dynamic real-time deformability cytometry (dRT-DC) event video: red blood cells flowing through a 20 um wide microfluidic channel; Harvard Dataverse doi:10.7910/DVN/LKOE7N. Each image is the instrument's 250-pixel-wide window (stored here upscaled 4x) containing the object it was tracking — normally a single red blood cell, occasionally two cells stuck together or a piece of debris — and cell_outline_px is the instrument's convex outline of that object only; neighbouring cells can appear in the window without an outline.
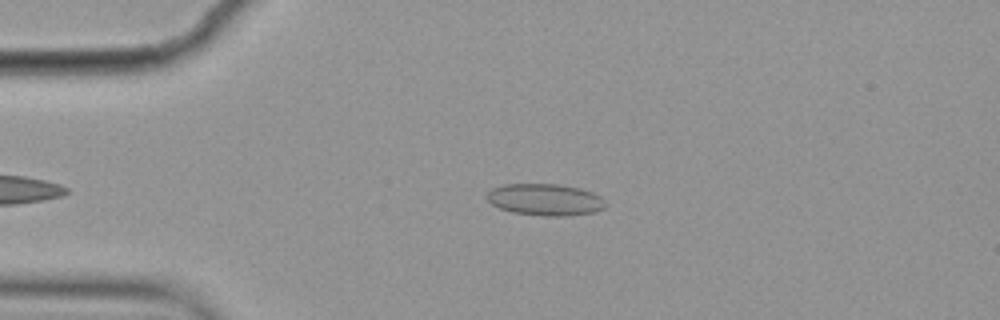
{"species": "common noctule bat (a hibernating species)", "species_latin": "Nyctalus noctula", "temperature_condition": "cold", "stored_images_in_passage": 4, "camera_frame_rate_fps": 3000, "um_per_image_px": 0.085, "animal": {"sex": "female", "body_mass_g": 19.9}, "frame": {"image": 1, "passage_image": 3, "time_ms": 0.667, "image_size_px": [1000, 320], "cell_outline_px": [[608, 204], [604, 208], [592, 212], [564, 216], [548, 216], [512, 212], [500, 208], [492, 204], [484, 196], [492, 188], [504, 184], [560, 184], [580, 188], [592, 192], [600, 196]], "centroid_in_image_um": [46.33, 16.96], "position_along_channel_um": 38.7, "area_um2": 21.96}}